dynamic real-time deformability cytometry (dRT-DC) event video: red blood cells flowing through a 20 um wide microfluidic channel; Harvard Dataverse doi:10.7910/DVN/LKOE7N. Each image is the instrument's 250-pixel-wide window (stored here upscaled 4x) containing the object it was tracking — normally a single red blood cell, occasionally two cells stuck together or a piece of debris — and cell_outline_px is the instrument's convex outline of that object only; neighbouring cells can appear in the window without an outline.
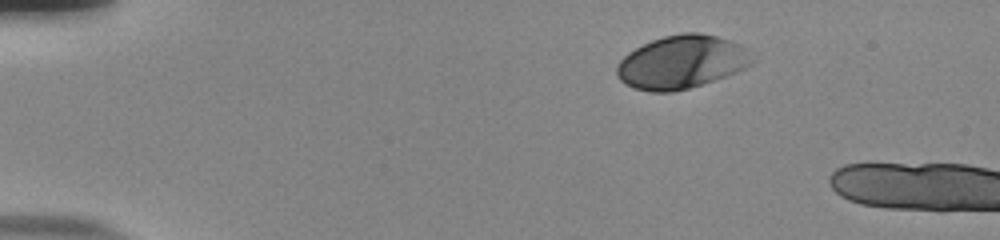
{"species": "human", "species_latin": "Homo sapiens", "temperature_condition": "room temperature", "stored_images_in_passage": 10, "camera_frame_rate_fps": 3000, "um_per_image_px": 0.085, "donor": {"sex": "male"}, "frame": {"image": 1, "passage_image": 1, "time_ms": 0.0, "image_size_px": [1000, 240], "cell_outline_px": [[752, 60], [744, 68], [736, 72], [688, 88], [672, 92], [652, 92], [632, 88], [624, 84], [616, 76], [616, 64], [628, 52], [652, 40], [664, 36], [680, 32], [700, 32], [716, 36], [740, 44], [748, 48]], "centroid_in_image_um": [57.88, 5.27], "position_along_channel_um": 27.1, "area_um2": 41.85}}